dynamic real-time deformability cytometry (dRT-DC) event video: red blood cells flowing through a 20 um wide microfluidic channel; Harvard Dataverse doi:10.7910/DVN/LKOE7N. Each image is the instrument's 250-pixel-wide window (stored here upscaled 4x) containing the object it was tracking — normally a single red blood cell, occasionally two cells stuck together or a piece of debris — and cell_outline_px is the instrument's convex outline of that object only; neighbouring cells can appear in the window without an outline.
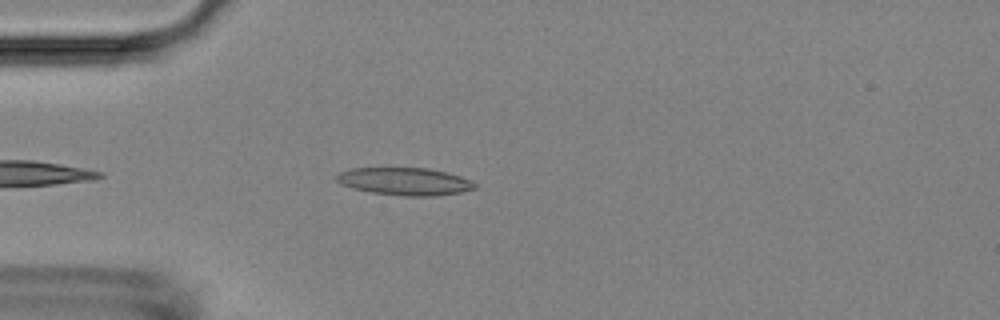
{"species": "Egyptian fruit bat (a non-hibernating species)", "species_latin": "Rousettus aegyptiacus", "temperature_condition": "room temperature", "stored_images_in_passage": 30, "camera_frame_rate_fps": 3000, "um_per_image_px": 0.085, "animal": {"sex": "female"}, "frame": {"image": 1, "passage_image": 5, "time_ms": 1.333, "image_size_px": [1000, 320], "cell_outline_px": [[476, 188], [460, 192], [436, 196], [404, 196], [372, 192], [352, 188], [340, 184], [332, 176], [340, 172], [352, 168], [428, 168], [448, 172], [460, 176], [476, 184]], "centroid_in_image_um": [34.36, 15.42], "position_along_channel_um": 50.6, "area_um2": 22.25}}
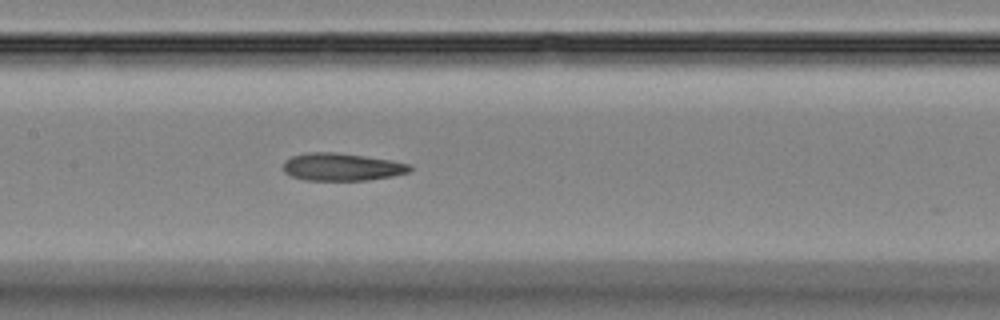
{"frame": {"image": 2, "passage_image": 16, "time_ms": 5.0, "image_size_px": [1000, 320], "cell_outline_px": [[412, 168], [408, 172], [392, 176], [368, 180], [304, 180], [292, 176], [284, 172], [284, 160], [292, 156], [308, 152], [336, 152], [392, 160], [412, 164]], "centroid_in_image_um": [29.06, 14.18], "position_along_channel_um": 178.3, "area_um2": 20.4}}
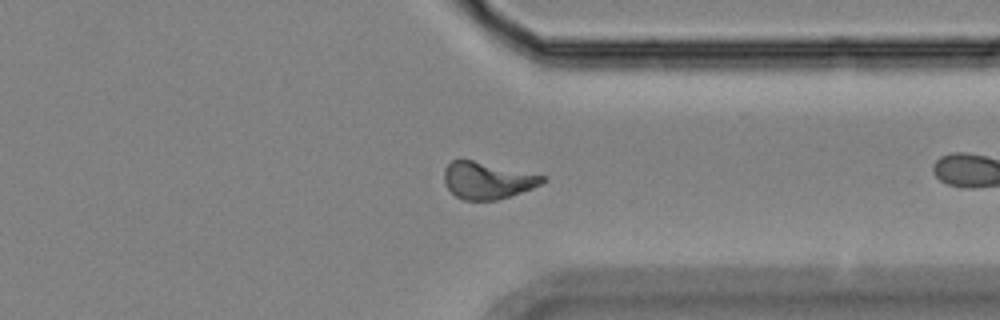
{"frame": {"image": 3, "passage_image": 28, "time_ms": 9.0, "image_size_px": [1000, 320], "cell_outline_px": [[548, 180], [532, 188], [496, 200], [464, 200], [456, 196], [444, 184], [444, 168], [452, 160], [472, 160], [548, 176]], "centroid_in_image_um": [41.43, 15.33], "position_along_channel_um": 370.0, "area_um2": 21.04}}